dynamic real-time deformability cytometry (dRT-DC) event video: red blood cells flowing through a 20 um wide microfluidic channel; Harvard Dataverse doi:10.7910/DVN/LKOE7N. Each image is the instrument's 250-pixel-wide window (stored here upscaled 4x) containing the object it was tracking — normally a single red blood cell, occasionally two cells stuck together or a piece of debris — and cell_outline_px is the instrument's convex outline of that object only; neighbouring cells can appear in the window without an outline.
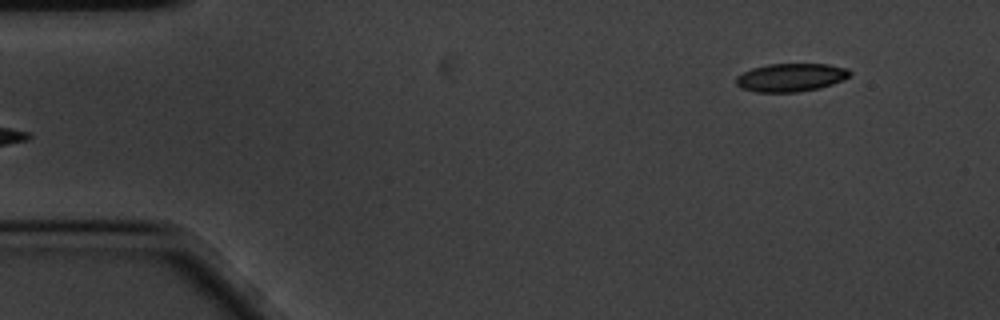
{"species": "common noctule bat (a hibernating species)", "species_latin": "Nyctalus noctula", "temperature_condition": "cold", "stored_images_in_passage": 53, "camera_frame_rate_fps": 3000, "um_per_image_px": 0.085, "animal": {"sex": "male", "body_mass_g": 20.1, "forearm_length_mm": 53.5}, "frame": {"image": 1, "passage_image": 1, "time_ms": 0.0, "image_size_px": [1000, 320], "cell_outline_px": [[852, 76], [844, 80], [820, 88], [796, 92], [756, 92], [740, 88], [736, 84], [736, 76], [752, 68], [768, 64], [828, 64], [848, 68], [852, 72]], "centroid_in_image_um": [67.26, 6.58], "position_along_channel_um": 17.7, "area_um2": 18.9}}
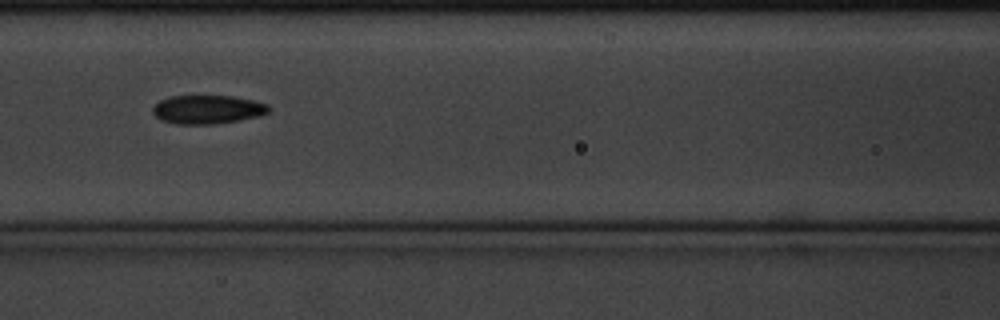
{"frame": {"image": 2, "passage_image": 20, "time_ms": 6.333, "image_size_px": [1000, 320], "cell_outline_px": [[268, 112], [260, 116], [212, 124], [176, 124], [160, 120], [152, 112], [152, 108], [160, 100], [172, 96], [232, 96], [252, 100], [268, 104]], "centroid_in_image_um": [17.61, 9.3], "position_along_channel_um": 149.0, "area_um2": 19.19}}
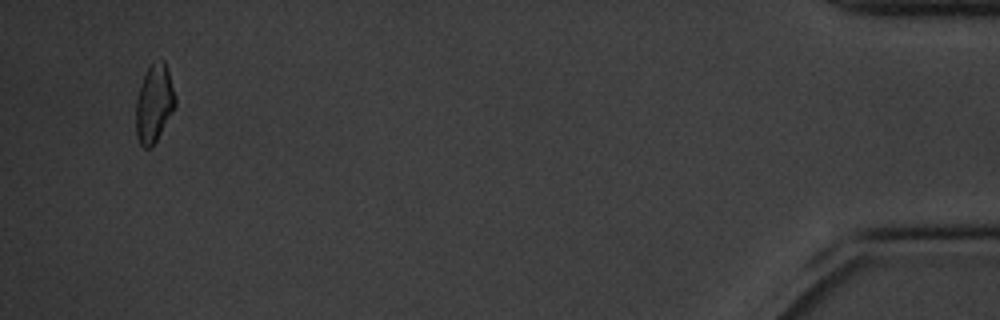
{"frame": {"image": 3, "passage_image": 51, "time_ms": 16.667, "image_size_px": [1000, 320], "cell_outline_px": [[176, 104], [172, 112], [152, 148], [144, 148], [140, 144], [136, 136], [136, 100], [144, 76], [148, 68], [152, 64], [164, 60], [176, 96]], "centroid_in_image_um": [13.1, 8.85], "position_along_channel_um": 422.1, "area_um2": 17.51}, "authors_computed_cell_mechanics": {"area_um2": 19.0162, "velocity_mm_per_s": 3.4268, "shape_relaxation_time_tau1_ms": 2.9572, "shape_relaxation_time_tau2_ms": 6.6443, "deformation_change_tau1": 0.1196, "deformation_change_tau2": 0.1311}}